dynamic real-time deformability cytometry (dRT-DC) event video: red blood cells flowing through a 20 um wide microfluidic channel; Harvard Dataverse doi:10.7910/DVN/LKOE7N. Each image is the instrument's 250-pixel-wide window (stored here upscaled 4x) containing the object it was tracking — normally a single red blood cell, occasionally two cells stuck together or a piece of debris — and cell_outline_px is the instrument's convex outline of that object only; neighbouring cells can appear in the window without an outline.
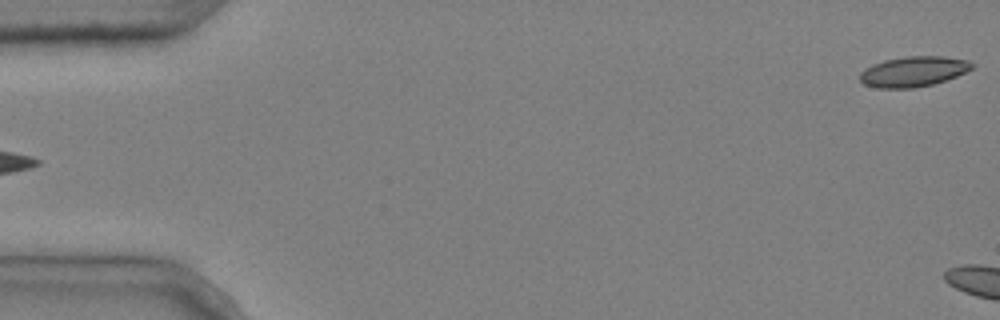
{"species": "common noctule bat (a hibernating species)", "species_latin": "Nyctalus noctula", "temperature_condition": "cold", "stored_images_in_passage": 4, "camera_frame_rate_fps": 3000, "um_per_image_px": 0.085, "animal": {"sex": "male", "body_mass_g": 20.4}, "frame": {"image": 1, "passage_image": 4, "time_ms": 1.0, "image_size_px": [1000, 320], "cell_outline_px": [[976, 64], [972, 68], [956, 76], [932, 84], [912, 88], [880, 88], [864, 84], [860, 80], [860, 72], [864, 68], [872, 64], [884, 60], [904, 56], [944, 56], [968, 60]], "centroid_in_image_um": [77.62, 6.06], "position_along_channel_um": 7.4, "area_um2": 19.77}}